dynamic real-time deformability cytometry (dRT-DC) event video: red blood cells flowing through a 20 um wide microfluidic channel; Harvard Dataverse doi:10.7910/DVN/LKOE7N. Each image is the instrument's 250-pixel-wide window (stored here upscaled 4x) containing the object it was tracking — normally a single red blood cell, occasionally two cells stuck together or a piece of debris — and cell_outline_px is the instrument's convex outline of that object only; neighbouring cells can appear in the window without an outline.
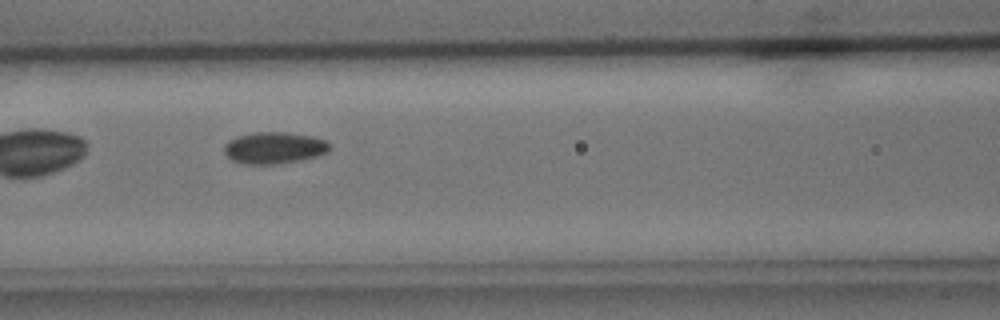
{"species": "common noctule bat (a hibernating species)", "species_latin": "Nyctalus noctula", "temperature_condition": "cold", "stored_images_in_passage": 8, "camera_frame_rate_fps": 3000, "um_per_image_px": 0.085, "animal": {"sex": "male", "body_mass_g": 15.6}, "frame": {"image": 1, "passage_image": 6, "time_ms": 6.667, "image_size_px": [1000, 320], "cell_outline_px": [[332, 148], [328, 152], [320, 156], [300, 160], [276, 164], [244, 164], [232, 160], [224, 152], [224, 144], [228, 140], [236, 136], [256, 132], [284, 132], [312, 136], [324, 140]], "centroid_in_image_um": [23.3, 12.57], "position_along_channel_um": 143.3, "area_um2": 19.59}}
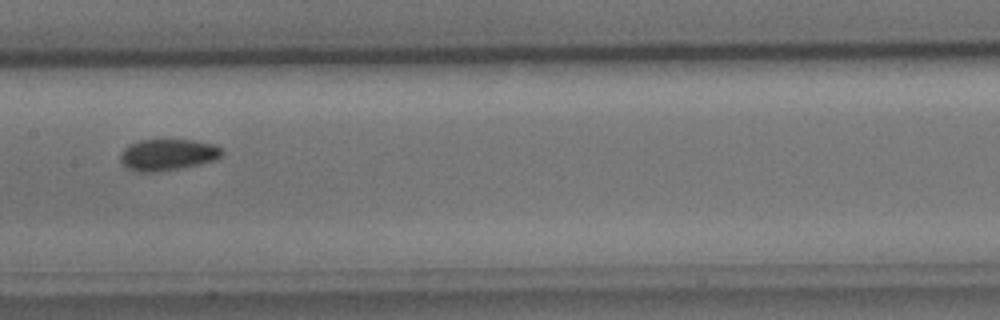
{"frame": {"image": 2, "passage_image": 7, "time_ms": 8.0, "image_size_px": [1000, 320], "cell_outline_px": [[224, 152], [216, 160], [200, 164], [180, 168], [156, 172], [136, 172], [128, 168], [120, 160], [120, 152], [124, 148], [140, 140], [192, 140], [216, 144], [224, 148]], "centroid_in_image_um": [14.3, 13.15], "position_along_channel_um": 193.1, "area_um2": 18.73}}
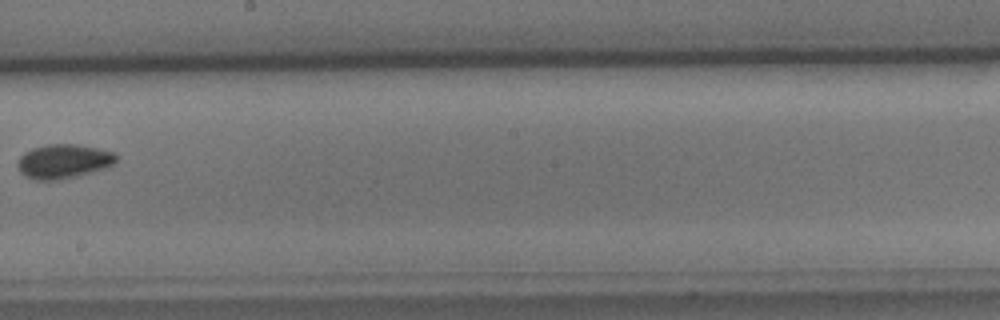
{"frame": {"image": 3, "passage_image": 8, "time_ms": 9.333, "image_size_px": [1000, 320], "cell_outline_px": [[120, 156], [116, 164], [92, 172], [60, 180], [36, 180], [24, 176], [20, 172], [16, 164], [20, 156], [24, 152], [32, 148], [48, 144], [76, 144], [116, 152]], "centroid_in_image_um": [5.42, 13.71], "position_along_channel_um": 242.8, "area_um2": 20.0}}